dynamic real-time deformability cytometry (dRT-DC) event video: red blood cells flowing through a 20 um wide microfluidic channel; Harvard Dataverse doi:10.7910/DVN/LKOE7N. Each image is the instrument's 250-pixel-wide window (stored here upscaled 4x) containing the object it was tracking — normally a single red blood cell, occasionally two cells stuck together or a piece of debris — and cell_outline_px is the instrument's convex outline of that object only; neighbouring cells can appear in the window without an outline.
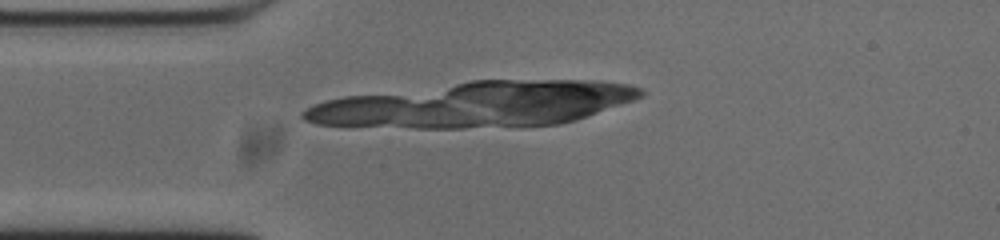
{"species": "common noctule bat (a hibernating species)", "species_latin": "Nyctalus noctula", "temperature_condition": "cold", "stored_images_in_passage": 10, "camera_frame_rate_fps": 3000, "um_per_image_px": 0.085, "animal": {"sex": "male", "body_mass_g": 20.0, "forearm_length_mm": 53.3}, "frame": {"image": 1, "passage_image": 10, "time_ms": 3.0, "image_size_px": [1000, 240], "cell_outline_px": [[600, 96], [592, 108], [588, 112], [564, 120], [556, 120], [532, 104], [512, 84], [584, 84], [600, 92]], "centroid_in_image_um": [47.64, 8.39], "position_along_channel_um": 37.4, "area_um2": 15.26}}